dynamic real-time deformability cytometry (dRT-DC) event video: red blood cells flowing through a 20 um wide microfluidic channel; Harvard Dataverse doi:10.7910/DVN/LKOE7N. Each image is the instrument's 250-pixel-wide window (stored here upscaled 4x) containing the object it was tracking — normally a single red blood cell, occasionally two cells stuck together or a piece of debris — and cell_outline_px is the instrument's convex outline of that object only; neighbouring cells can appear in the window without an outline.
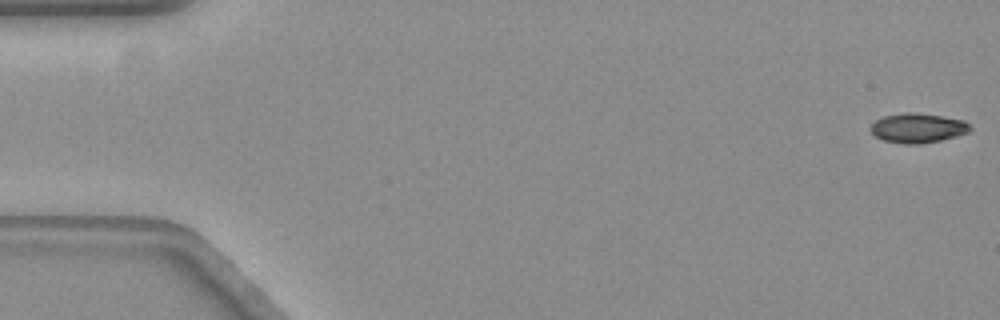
{"species": "common noctule bat (a hibernating species)", "species_latin": "Nyctalus noctula", "temperature_condition": "warm", "stored_images_in_passage": 17, "camera_frame_rate_fps": 3000, "um_per_image_px": 0.085, "animal": {"sex": "female", "body_mass_g": 19.3, "forearm_length_mm": 54.1}, "frame": {"image": 1, "passage_image": 1, "time_ms": 0.0, "image_size_px": [1000, 320], "cell_outline_px": [[972, 128], [968, 132], [940, 140], [916, 144], [908, 144], [884, 140], [876, 136], [872, 132], [872, 124], [876, 120], [884, 116], [908, 112], [912, 112], [940, 116], [964, 120]], "centroid_in_image_um": [78.02, 10.87], "position_along_channel_um": 7.0, "area_um2": 16.65}}
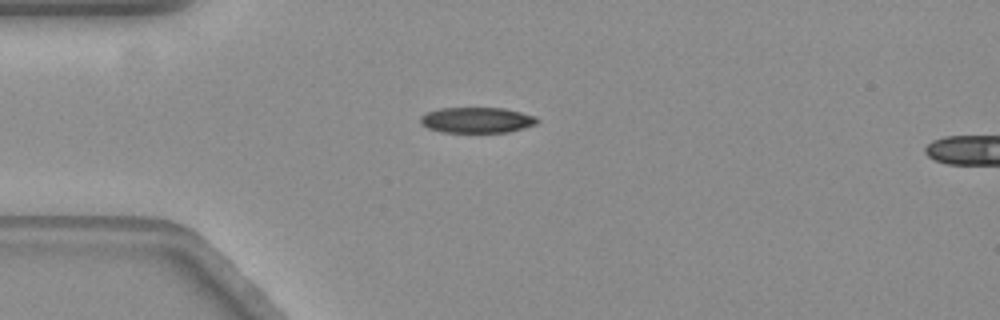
{"frame": {"image": 2, "passage_image": 15, "time_ms": 4.667, "image_size_px": [1000, 320], "cell_outline_px": [[540, 120], [536, 124], [524, 128], [508, 132], [440, 132], [428, 128], [420, 120], [420, 116], [424, 112], [440, 108], [504, 108], [536, 116]], "centroid_in_image_um": [40.54, 10.2], "position_along_channel_um": 44.5, "area_um2": 17.51}}